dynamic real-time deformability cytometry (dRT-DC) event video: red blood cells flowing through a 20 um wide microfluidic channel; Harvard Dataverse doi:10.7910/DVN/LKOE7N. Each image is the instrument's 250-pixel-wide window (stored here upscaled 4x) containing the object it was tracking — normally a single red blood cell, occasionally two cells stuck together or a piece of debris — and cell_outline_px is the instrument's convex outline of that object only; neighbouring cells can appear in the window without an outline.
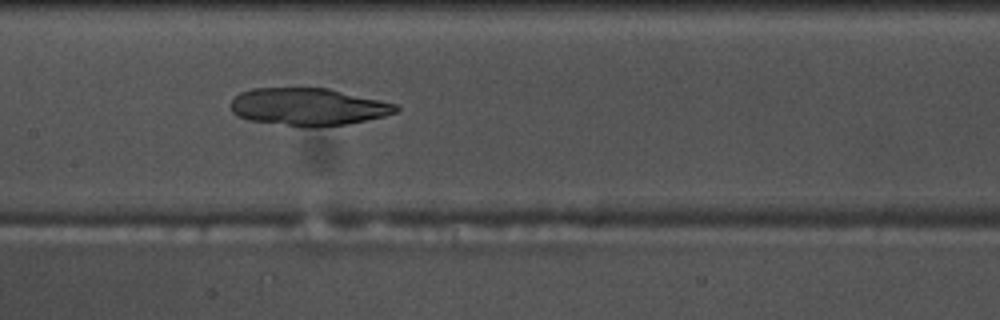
{"species": "common noctule bat (a hibernating species)", "species_latin": "Nyctalus noctula", "temperature_condition": "warm", "stored_images_in_passage": 54, "camera_frame_rate_fps": 3000, "um_per_image_px": 0.085, "animal": {"sex": "male", "body_mass_g": 17.5, "forearm_length_mm": 52.3}, "frame": {"image": 1, "passage_image": 26, "time_ms": 8.333, "image_size_px": [1000, 320], "cell_outline_px": [[400, 108], [396, 112], [384, 116], [344, 124], [316, 128], [304, 128], [248, 120], [236, 116], [232, 112], [228, 104], [240, 92], [252, 88], [328, 88], [380, 100], [396, 104]], "centroid_in_image_um": [26.13, 9.09], "position_along_channel_um": 181.3, "area_um2": 36.36}}
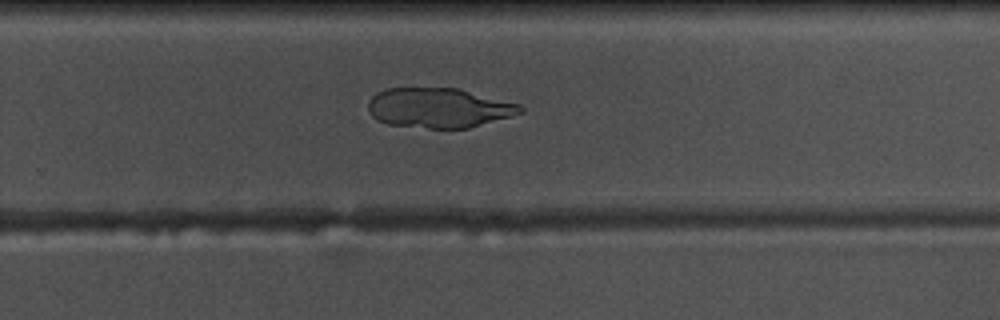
{"frame": {"image": 2, "passage_image": 35, "time_ms": 11.333, "image_size_px": [1000, 320], "cell_outline_px": [[524, 112], [512, 116], [468, 128], [428, 128], [388, 124], [376, 120], [368, 112], [368, 100], [376, 92], [388, 88], [460, 88], [520, 104], [524, 108]], "centroid_in_image_um": [37.3, 9.16], "position_along_channel_um": 292.5, "area_um2": 35.55}}
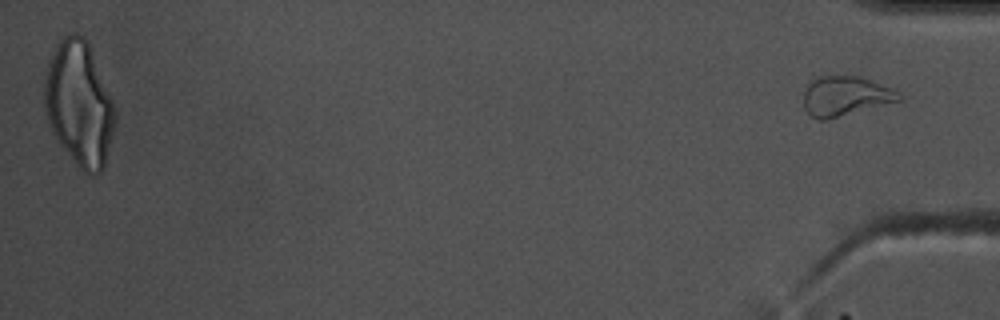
{"frame": {"image": 3, "passage_image": 54, "time_ms": 17.667, "image_size_px": [1000, 320], "cell_outline_px": [[900, 100], [828, 120], [820, 120], [812, 116], [804, 108], [804, 88], [808, 80], [816, 76], [860, 76], [892, 88], [900, 96]], "centroid_in_image_um": [71.78, 8.15], "position_along_channel_um": 363.4, "area_um2": 22.08}}